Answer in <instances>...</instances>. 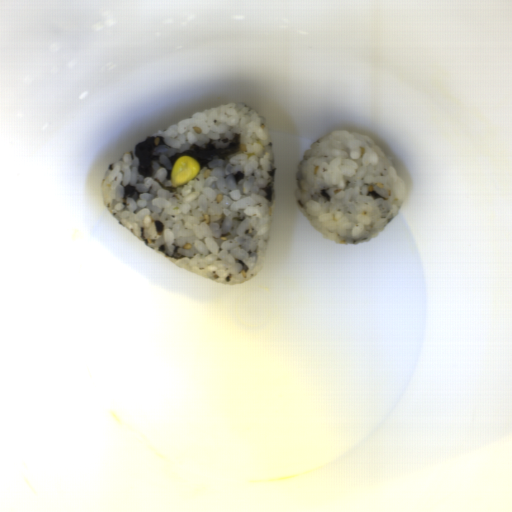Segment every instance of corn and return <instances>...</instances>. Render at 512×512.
Segmentation results:
<instances>
[{
	"label": "corn",
	"instance_id": "1",
	"mask_svg": "<svg viewBox=\"0 0 512 512\" xmlns=\"http://www.w3.org/2000/svg\"><path fill=\"white\" fill-rule=\"evenodd\" d=\"M201 171L200 164L192 157L181 156L175 160L171 172L170 182L174 187H178L194 180Z\"/></svg>",
	"mask_w": 512,
	"mask_h": 512
}]
</instances>
